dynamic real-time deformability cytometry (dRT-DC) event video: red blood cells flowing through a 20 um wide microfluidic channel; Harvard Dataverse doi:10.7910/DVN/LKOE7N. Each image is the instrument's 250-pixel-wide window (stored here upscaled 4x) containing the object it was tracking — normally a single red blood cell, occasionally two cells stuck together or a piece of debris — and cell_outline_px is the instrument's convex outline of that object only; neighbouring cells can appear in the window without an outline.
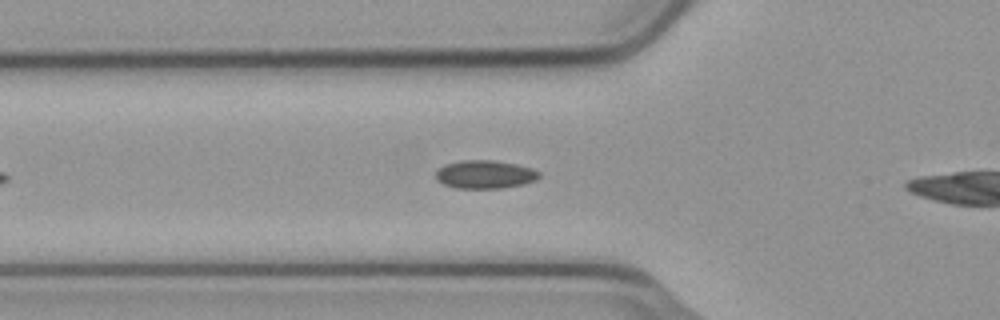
{"species": "common noctule bat (a hibernating species)", "species_latin": "Nyctalus noctula", "temperature_condition": "cold", "stored_images_in_passage": 13, "camera_frame_rate_fps": 3000, "um_per_image_px": 0.085, "animal": {"sex": "male", "body_mass_g": 23.1, "forearm_length_mm": 52.7}, "frame": {"image": 1, "passage_image": 2, "time_ms": 0.333, "image_size_px": [1000, 320], "cell_outline_px": [[540, 176], [536, 180], [524, 184], [500, 188], [456, 188], [444, 184], [436, 180], [436, 172], [444, 164], [460, 160], [492, 160], [516, 164], [532, 168], [540, 172]], "centroid_in_image_um": [41.22, 14.82], "position_along_channel_um": 84.6, "area_um2": 17.05}}
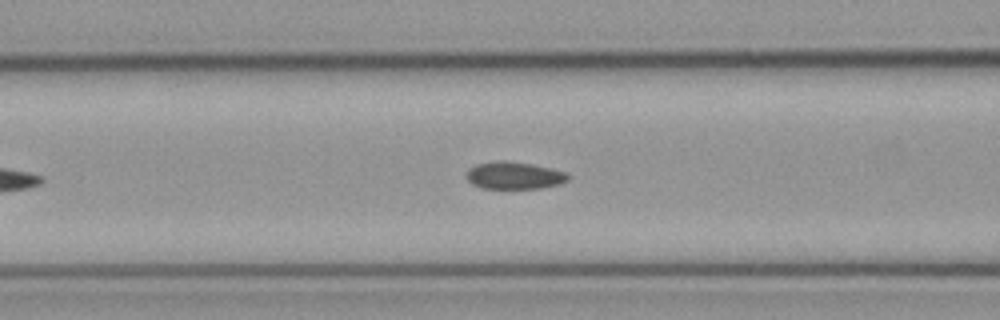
{"frame": {"image": 2, "passage_image": 5, "time_ms": 1.333, "image_size_px": [1000, 320], "cell_outline_px": [[572, 176], [568, 180], [560, 184], [540, 188], [484, 188], [472, 184], [464, 176], [468, 168], [476, 164], [500, 160], [504, 160], [532, 164], [564, 172]], "centroid_in_image_um": [43.68, 14.91], "position_along_channel_um": 122.9, "area_um2": 16.18}}
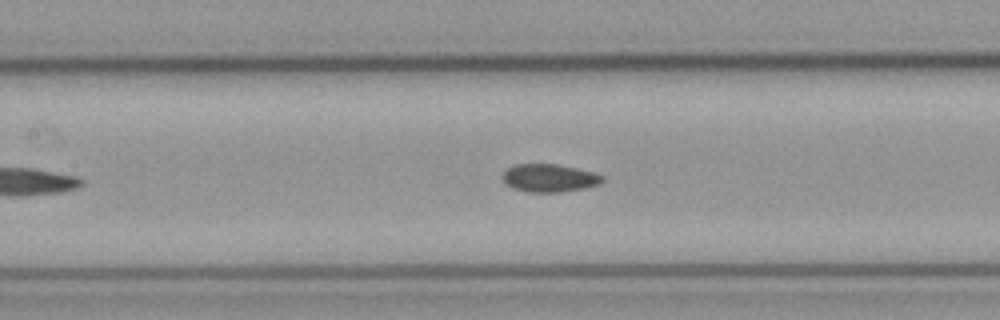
{"frame": {"image": 3, "passage_image": 8, "time_ms": 2.333, "image_size_px": [1000, 320], "cell_outline_px": [[604, 180], [600, 184], [588, 188], [560, 192], [528, 192], [512, 188], [504, 184], [500, 176], [512, 164], [556, 164], [576, 168], [592, 172], [604, 176]], "centroid_in_image_um": [46.66, 15.14], "position_along_channel_um": 160.7, "area_um2": 16.53}}